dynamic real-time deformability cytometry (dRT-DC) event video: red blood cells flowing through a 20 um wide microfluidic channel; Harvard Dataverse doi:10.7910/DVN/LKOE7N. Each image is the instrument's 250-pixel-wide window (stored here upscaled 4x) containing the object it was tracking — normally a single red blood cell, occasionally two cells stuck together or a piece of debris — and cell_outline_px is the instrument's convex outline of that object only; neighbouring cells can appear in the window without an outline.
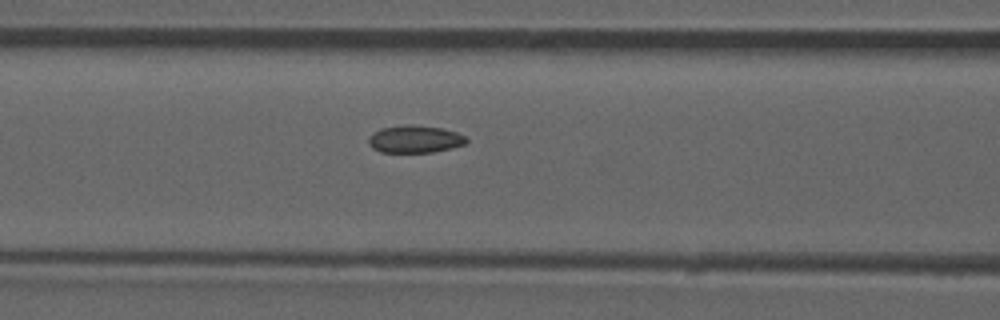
{"species": "common noctule bat (a hibernating species)", "species_latin": "Nyctalus noctula", "temperature_condition": "room temperature", "stored_images_in_passage": 44, "camera_frame_rate_fps": 3000, "um_per_image_px": 0.085, "animal": {"sex": "male", "forearm_length_mm": 52.5}, "frame": {"image": 1, "passage_image": 13, "time_ms": 4.0, "image_size_px": [1000, 320], "cell_outline_px": [[468, 140], [464, 144], [452, 148], [432, 152], [380, 152], [372, 148], [368, 144], [368, 136], [380, 128], [412, 124], [440, 128], [456, 132], [464, 136]], "centroid_in_image_um": [35.22, 11.83], "position_along_channel_um": 131.4, "area_um2": 15.61}, "authors_computed_cell_mechanics": {"area_um2": 15.5482, "velocity_mm_per_s": 3.8992, "shape_relaxation_time_tau1_ms": null, "shape_relaxation_time_tau2_ms": 1.4987, "deformation_change_tau1": null, "deformation_change_tau2": 0.0495}}